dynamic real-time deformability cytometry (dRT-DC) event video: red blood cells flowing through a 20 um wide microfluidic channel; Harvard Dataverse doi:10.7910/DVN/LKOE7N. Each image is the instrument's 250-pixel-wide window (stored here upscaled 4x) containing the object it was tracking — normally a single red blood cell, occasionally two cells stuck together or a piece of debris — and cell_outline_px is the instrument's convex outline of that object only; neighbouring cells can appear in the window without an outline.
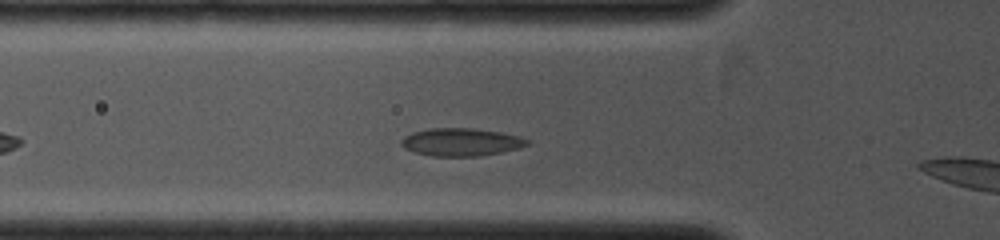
{"species": "common noctule bat (a hibernating species)", "species_latin": "Nyctalus noctula", "temperature_condition": "cold", "stored_images_in_passage": 9, "camera_frame_rate_fps": 4000, "um_per_image_px": 0.085, "animal": {"sex": "female", "body_mass_g": 19.0, "forearm_length_mm": 53.3}, "frame": {"image": 1, "passage_image": 7, "time_ms": 1.5, "image_size_px": [1000, 240], "cell_outline_px": [[528, 144], [520, 148], [480, 156], [432, 156], [416, 152], [404, 148], [400, 144], [400, 140], [404, 136], [412, 132], [428, 128], [472, 128], [500, 132], [520, 136], [528, 140]], "centroid_in_image_um": [39.16, 12.07], "position_along_channel_um": 86.6, "area_um2": 20.4}}